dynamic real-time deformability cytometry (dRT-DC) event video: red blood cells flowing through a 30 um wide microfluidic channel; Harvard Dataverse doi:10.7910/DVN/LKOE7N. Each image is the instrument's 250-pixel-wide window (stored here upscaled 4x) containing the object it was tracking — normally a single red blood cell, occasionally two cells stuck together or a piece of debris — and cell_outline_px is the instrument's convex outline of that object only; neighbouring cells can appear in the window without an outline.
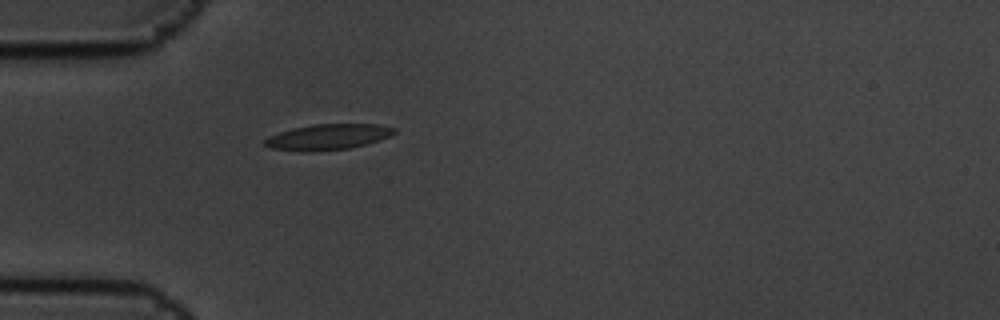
{"species": "common noctule bat (a hibernating species)", "species_latin": "Nyctalus noctula", "temperature_condition": "cold", "stored_images_in_passage": 1, "camera_frame_rate_fps": 3000, "um_per_image_px": 0.085, "animal": {"sex": "male", "body_mass_g": 19.5, "forearm_length_mm": 54.6}, "frame": {"image": 1, "passage_image": 1, "time_ms": 0.0, "image_size_px": [1000, 320], "cell_outline_px": [[396, 132], [380, 140], [348, 148], [312, 152], [300, 152], [272, 148], [264, 144], [264, 140], [268, 136], [292, 128], [312, 124], [380, 124], [396, 128]], "centroid_in_image_um": [27.85, 11.64], "position_along_channel_um": 57.1, "area_um2": 19.42}}